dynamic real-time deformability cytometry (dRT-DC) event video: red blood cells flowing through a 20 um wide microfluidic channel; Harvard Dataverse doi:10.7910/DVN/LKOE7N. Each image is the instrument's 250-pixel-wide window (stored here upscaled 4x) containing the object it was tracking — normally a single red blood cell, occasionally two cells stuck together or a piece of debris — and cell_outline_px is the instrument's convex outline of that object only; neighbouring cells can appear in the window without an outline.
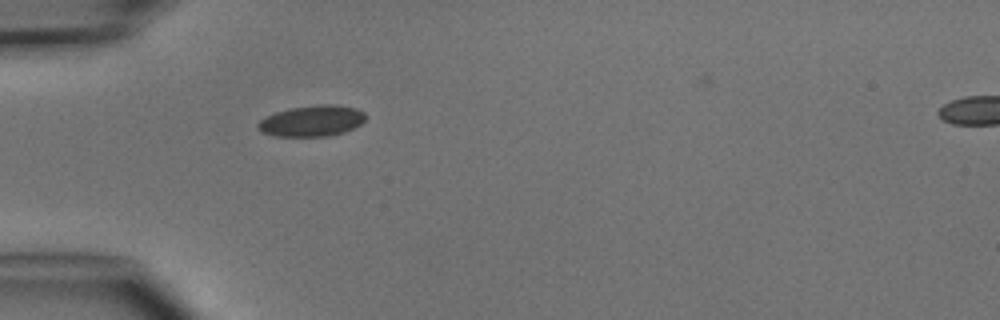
{"species": "common noctule bat (a hibernating species)", "species_latin": "Nyctalus noctula", "temperature_condition": "cold", "stored_images_in_passage": 6, "segment_of_instrument_passage": [1, 2], "camera_frame_rate_fps": 3000, "um_per_image_px": 0.085, "animal": {"sex": "male", "body_mass_g": 15.6}, "frame": {"image": 1, "passage_image": 5, "time_ms": 4.667, "image_size_px": [1000, 320], "cell_outline_px": [[364, 120], [360, 124], [344, 132], [328, 136], [276, 136], [260, 132], [256, 128], [256, 124], [264, 116], [288, 108], [320, 104], [336, 104], [356, 108], [364, 112]], "centroid_in_image_um": [26.46, 10.27], "position_along_channel_um": 58.5, "area_um2": 19.59}}